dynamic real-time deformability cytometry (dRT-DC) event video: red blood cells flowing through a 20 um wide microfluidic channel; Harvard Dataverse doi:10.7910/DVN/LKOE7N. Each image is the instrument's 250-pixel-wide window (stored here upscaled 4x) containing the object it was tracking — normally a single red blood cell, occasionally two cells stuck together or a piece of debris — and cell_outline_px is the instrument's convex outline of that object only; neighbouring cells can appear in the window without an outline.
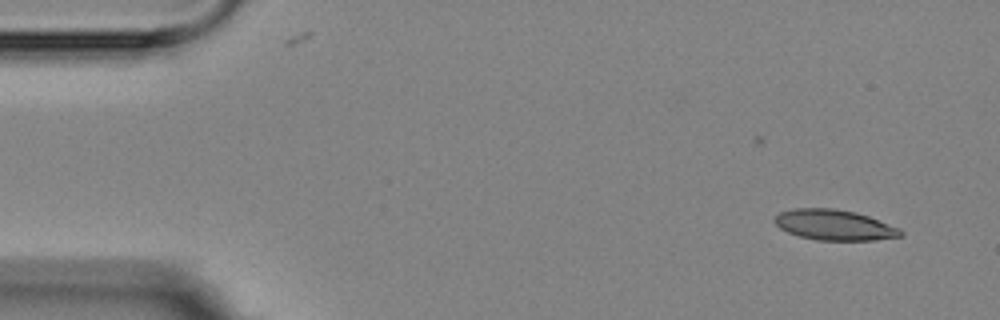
{"species": "Egyptian fruit bat (a non-hibernating species)", "species_latin": "Rousettus aegyptiacus", "temperature_condition": "room temperature", "stored_images_in_passage": 8, "camera_frame_rate_fps": 3000, "um_per_image_px": 0.085, "animal": {"sex": "female"}, "frame": {"image": 1, "passage_image": 1, "time_ms": 0.0, "image_size_px": [1000, 320], "cell_outline_px": [[904, 236], [876, 240], [816, 240], [800, 236], [788, 232], [780, 228], [772, 220], [780, 212], [792, 208], [836, 208], [856, 212], [868, 216], [900, 228], [904, 232]], "centroid_in_image_um": [70.94, 19.12], "position_along_channel_um": 14.1, "area_um2": 22.54}}
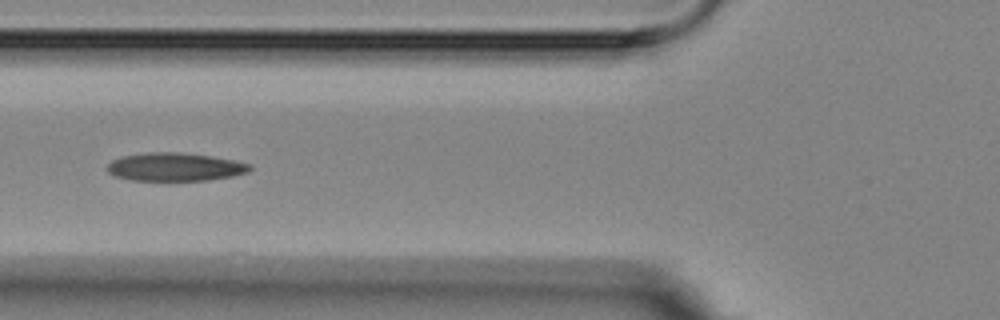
{"frame": {"image": 2, "passage_image": 6, "time_ms": 5.667, "image_size_px": [1000, 320], "cell_outline_px": [[252, 168], [248, 172], [232, 176], [208, 180], [132, 180], [116, 176], [108, 172], [108, 164], [112, 160], [120, 156], [148, 152], [176, 152], [208, 156], [232, 160], [252, 164]], "centroid_in_image_um": [14.86, 14.18], "position_along_channel_um": 110.9, "area_um2": 23.24}}
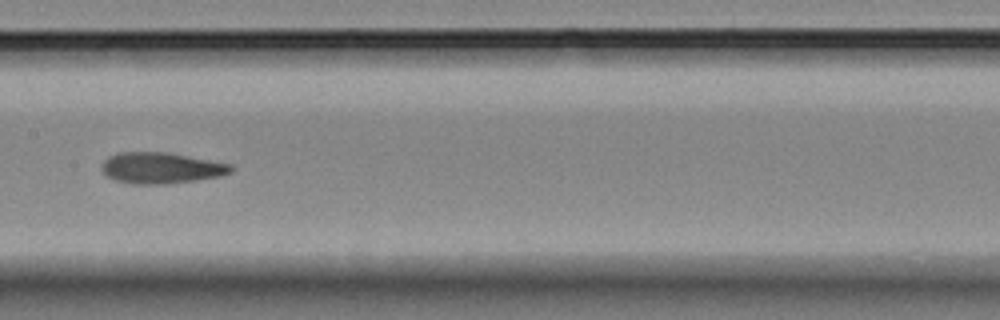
{"frame": {"image": 3, "passage_image": 8, "time_ms": 8.0, "image_size_px": [1000, 320], "cell_outline_px": [[236, 168], [232, 172], [220, 176], [196, 180], [168, 184], [132, 184], [116, 180], [104, 176], [100, 168], [104, 160], [108, 156], [120, 152], [164, 152], [232, 164]], "centroid_in_image_um": [13.67, 14.28], "position_along_channel_um": 193.7, "area_um2": 23.58}}